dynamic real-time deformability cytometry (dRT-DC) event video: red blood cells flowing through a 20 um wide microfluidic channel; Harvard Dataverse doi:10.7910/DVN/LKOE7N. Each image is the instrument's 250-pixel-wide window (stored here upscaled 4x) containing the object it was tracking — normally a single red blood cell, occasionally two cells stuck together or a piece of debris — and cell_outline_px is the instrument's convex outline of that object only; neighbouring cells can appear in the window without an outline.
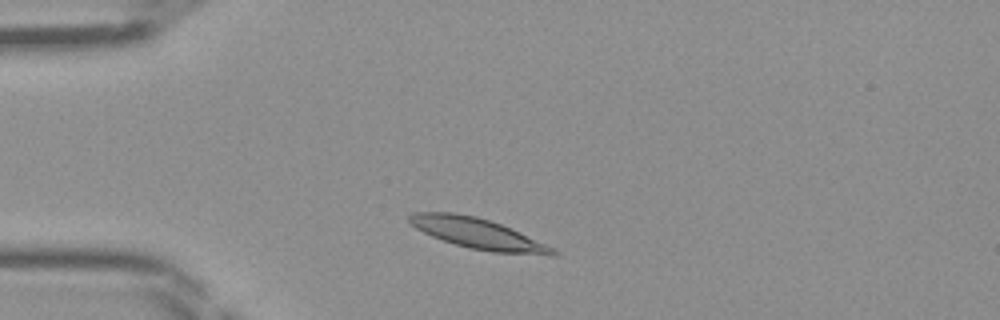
{"species": "Egyptian fruit bat (a non-hibernating species)", "species_latin": "Rousettus aegyptiacus", "temperature_condition": "room temperature", "stored_images_in_passage": 40, "camera_frame_rate_fps": 3000, "um_per_image_px": 0.085, "frame": {"image": 1, "passage_image": 5, "time_ms": 1.333, "image_size_px": [1000, 320], "cell_outline_px": [[560, 252], [556, 256], [548, 256], [492, 252], [472, 248], [456, 244], [432, 236], [416, 228], [408, 220], [408, 216], [416, 212], [452, 212], [476, 216], [500, 224], [544, 244]], "centroid_in_image_um": [40.62, 19.86], "position_along_channel_um": 44.4, "area_um2": 25.03}}
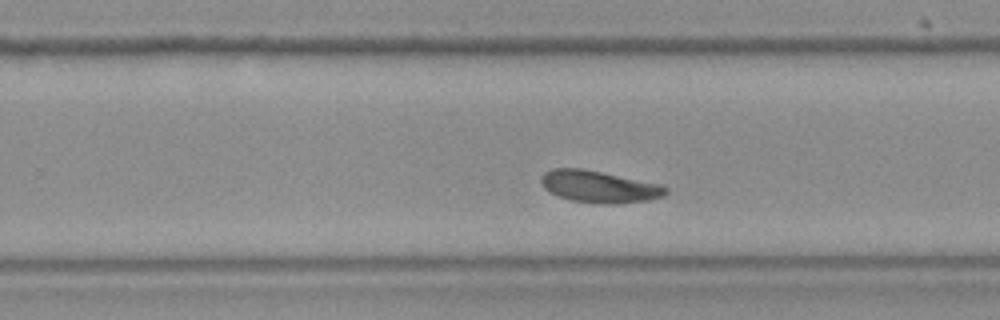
{"frame": {"image": 2, "passage_image": 23, "time_ms": 7.333, "image_size_px": [1000, 320], "cell_outline_px": [[668, 192], [664, 196], [648, 200], [616, 204], [604, 204], [572, 200], [548, 192], [544, 188], [540, 180], [540, 176], [544, 172], [552, 168], [580, 168], [664, 184], [668, 188]], "centroid_in_image_um": [50.95, 15.86], "position_along_channel_um": 278.9, "area_um2": 23.35}}
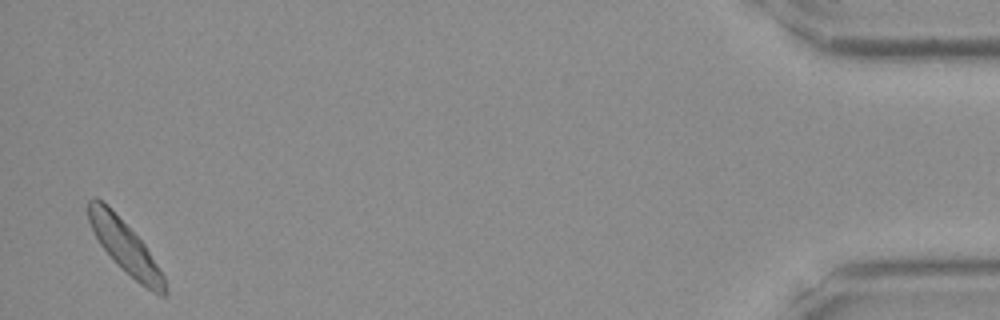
{"frame": {"image": 3, "passage_image": 39, "time_ms": 12.667, "image_size_px": [1000, 320], "cell_outline_px": [[168, 296], [164, 296], [152, 292], [140, 284], [120, 268], [100, 244], [92, 232], [88, 220], [88, 200], [92, 196], [96, 196], [144, 244], [164, 276], [168, 292]], "centroid_in_image_um": [10.63, 21.05], "position_along_channel_um": 424.6, "area_um2": 22.72}}